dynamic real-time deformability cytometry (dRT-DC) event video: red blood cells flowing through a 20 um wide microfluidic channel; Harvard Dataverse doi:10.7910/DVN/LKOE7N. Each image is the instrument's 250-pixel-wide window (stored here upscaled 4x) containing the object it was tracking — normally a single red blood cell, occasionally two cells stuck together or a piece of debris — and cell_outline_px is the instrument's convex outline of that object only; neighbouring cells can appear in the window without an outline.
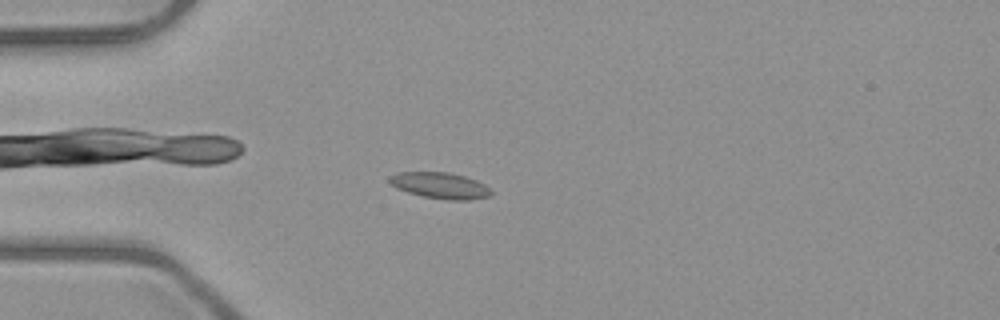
{"species": "common noctule bat (a hibernating species)", "species_latin": "Nyctalus noctula", "temperature_condition": "room temperature", "stored_images_in_passage": 4, "camera_frame_rate_fps": 3000, "um_per_image_px": 0.085, "animal": {"sex": "male", "body_mass_g": 23.1, "forearm_length_mm": 52.7}, "frame": {"image": 1, "passage_image": 3, "time_ms": 3.333, "image_size_px": [1000, 320], "cell_outline_px": [[492, 196], [472, 200], [448, 200], [424, 196], [408, 192], [396, 188], [388, 180], [388, 176], [396, 172], [448, 172], [464, 176], [476, 180], [484, 184], [492, 192]], "centroid_in_image_um": [37.41, 15.77], "position_along_channel_um": 47.6, "area_um2": 15.55}}